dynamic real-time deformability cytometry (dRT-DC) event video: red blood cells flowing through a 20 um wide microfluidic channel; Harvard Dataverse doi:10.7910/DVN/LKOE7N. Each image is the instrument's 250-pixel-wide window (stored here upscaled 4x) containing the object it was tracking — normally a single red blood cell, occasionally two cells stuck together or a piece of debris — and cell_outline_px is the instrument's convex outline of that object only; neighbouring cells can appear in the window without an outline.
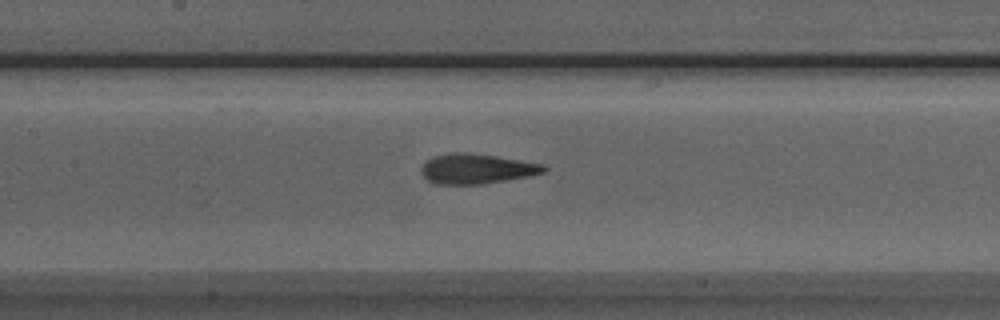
{"species": "Egyptian fruit bat (a non-hibernating species)", "species_latin": "Rousettus aegyptiacus", "temperature_condition": "room temperature", "stored_images_in_passage": 34, "camera_frame_rate_fps": 3000, "um_per_image_px": 0.085, "animal": {"sex": "male"}, "frame": {"image": 1, "passage_image": 8, "time_ms": 2.333, "image_size_px": [1000, 320], "cell_outline_px": [[548, 168], [544, 172], [528, 176], [480, 184], [436, 184], [424, 180], [420, 172], [420, 168], [432, 156], [452, 152], [464, 152], [496, 156], [544, 164]], "centroid_in_image_um": [40.45, 14.34], "position_along_channel_um": 166.9, "area_um2": 21.44}}
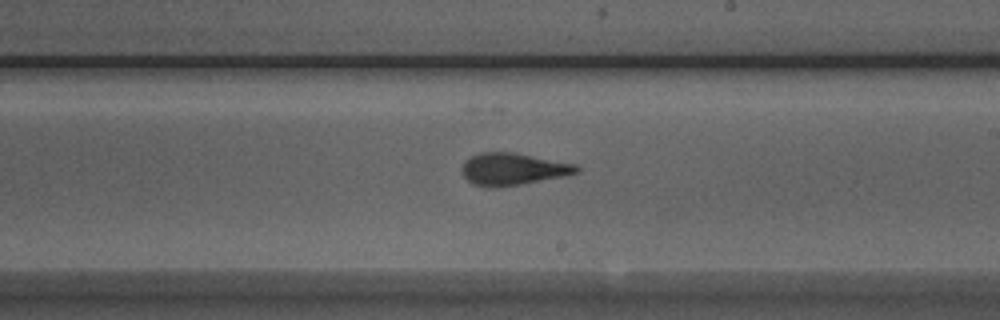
{"frame": {"image": 2, "passage_image": 14, "time_ms": 4.333, "image_size_px": [1000, 320], "cell_outline_px": [[580, 172], [564, 176], [520, 184], [496, 188], [484, 188], [472, 184], [464, 176], [460, 168], [464, 160], [480, 152], [516, 152], [576, 164], [580, 168]], "centroid_in_image_um": [43.57, 14.37], "position_along_channel_um": 245.4, "area_um2": 21.79}}
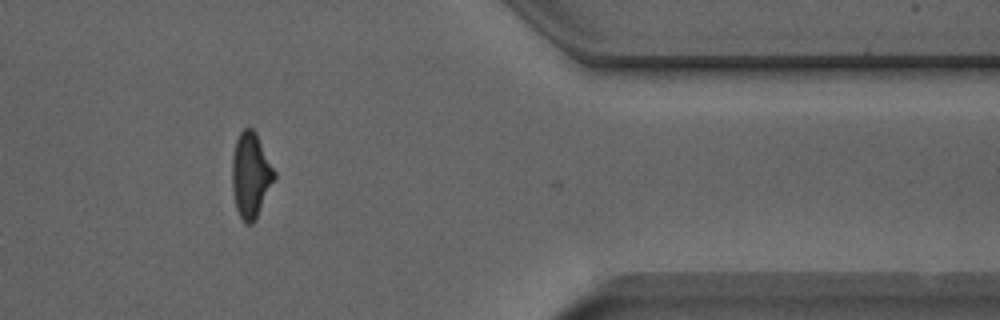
{"frame": {"image": 3, "passage_image": 27, "time_ms": 8.667, "image_size_px": [1000, 320], "cell_outline_px": [[276, 176], [256, 220], [252, 224], [244, 224], [236, 208], [232, 188], [232, 156], [236, 140], [240, 132], [244, 128], [252, 128], [256, 132], [276, 172]], "centroid_in_image_um": [21.31, 14.9], "position_along_channel_um": 390.1, "area_um2": 21.1}}